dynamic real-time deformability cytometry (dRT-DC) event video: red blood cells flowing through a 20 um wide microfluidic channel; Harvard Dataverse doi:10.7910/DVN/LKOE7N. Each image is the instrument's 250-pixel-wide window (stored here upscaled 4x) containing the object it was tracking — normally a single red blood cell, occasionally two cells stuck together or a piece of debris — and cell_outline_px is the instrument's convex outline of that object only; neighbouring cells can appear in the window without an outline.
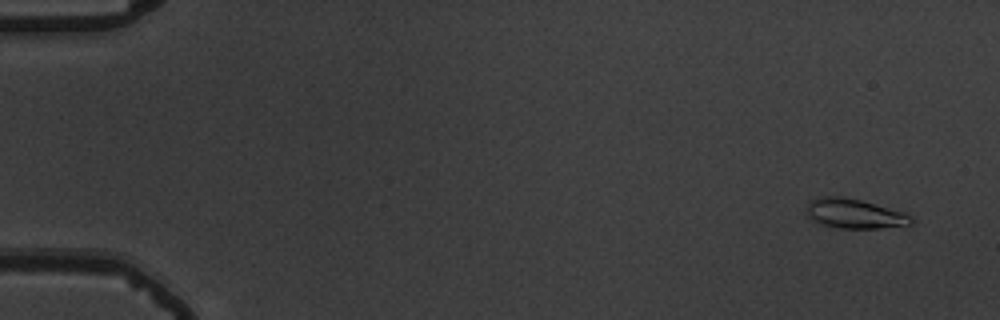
{"species": "common noctule bat (a hibernating species)", "species_latin": "Nyctalus noctula", "temperature_condition": "warm", "stored_images_in_passage": 21, "camera_frame_rate_fps": 3000, "um_per_image_px": 0.085, "animal": {"sex": "male", "body_mass_g": 19.5, "forearm_length_mm": 54.6}, "frame": {"image": 1, "passage_image": 4, "time_ms": 1.0, "image_size_px": [1000, 320], "cell_outline_px": [[912, 224], [880, 228], [840, 228], [824, 224], [812, 220], [808, 216], [804, 208], [812, 200], [820, 196], [844, 196], [860, 200], [904, 212], [912, 216]], "centroid_in_image_um": [72.61, 18.15], "position_along_channel_um": 12.4, "area_um2": 17.98}}